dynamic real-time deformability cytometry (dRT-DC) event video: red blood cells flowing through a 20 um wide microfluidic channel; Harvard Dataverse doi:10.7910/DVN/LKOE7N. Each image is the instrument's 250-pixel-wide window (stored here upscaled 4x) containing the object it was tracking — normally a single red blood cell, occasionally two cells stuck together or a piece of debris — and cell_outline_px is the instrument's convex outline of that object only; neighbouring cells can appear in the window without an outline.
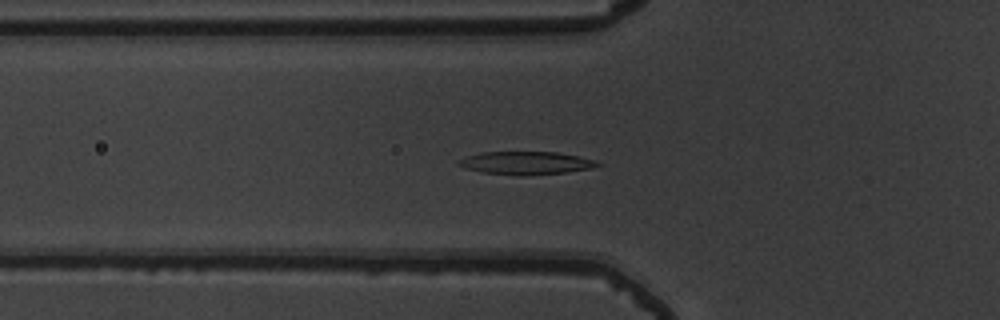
{"species": "common noctule bat (a hibernating species)", "species_latin": "Nyctalus noctula", "temperature_condition": "warm", "stored_images_in_passage": 43, "camera_frame_rate_fps": 3000, "um_per_image_px": 0.085, "animal": {"sex": "male", "body_mass_g": 19.5, "forearm_length_mm": 54.6}, "frame": {"image": 1, "passage_image": 8, "time_ms": 2.333, "image_size_px": [1000, 320], "cell_outline_px": [[604, 164], [592, 168], [564, 172], [524, 176], [516, 176], [484, 172], [464, 168], [456, 164], [456, 160], [464, 156], [480, 152], [556, 152], [596, 160]], "centroid_in_image_um": [44.65, 13.85], "position_along_channel_um": 81.1, "area_um2": 18.79}}
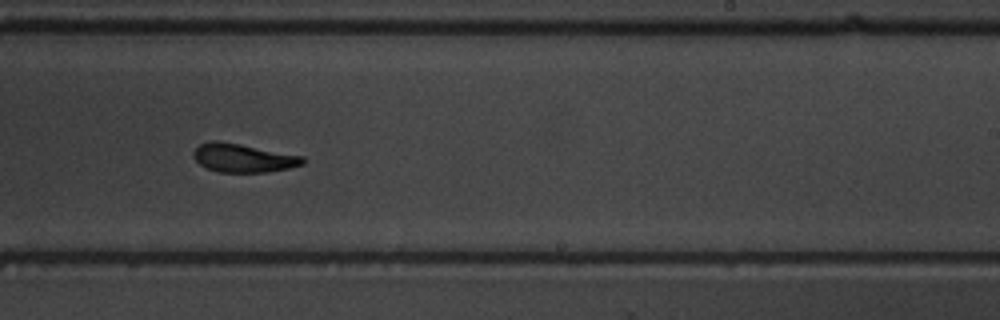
{"frame": {"image": 2, "passage_image": 23, "time_ms": 7.333, "image_size_px": [1000, 320], "cell_outline_px": [[304, 164], [288, 168], [268, 172], [216, 172], [200, 164], [192, 156], [192, 152], [200, 144], [212, 140], [220, 140], [304, 156]], "centroid_in_image_um": [20.65, 13.42], "position_along_channel_um": 268.3, "area_um2": 18.26}}
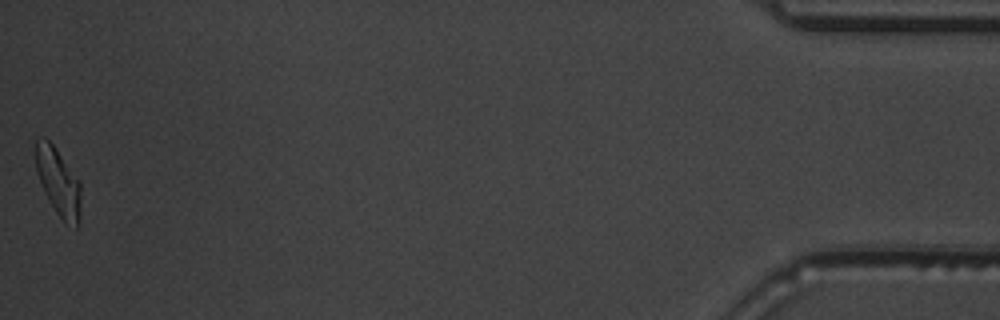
{"frame": {"image": 3, "passage_image": 43, "time_ms": 14.0, "image_size_px": [1000, 320], "cell_outline_px": [[80, 212], [76, 228], [64, 224], [56, 212], [44, 192], [36, 172], [36, 140], [44, 136], [56, 148], [80, 180]], "centroid_in_image_um": [4.96, 15.48], "position_along_channel_um": 430.2, "area_um2": 17.86}, "authors_computed_cell_mechanics": {"area_um2": 18.3804, "velocity_mm_per_s": 3.7454, "shape_relaxation_time_tau1_ms": 3.3923, "shape_relaxation_time_tau2_ms": 2.723, "deformation_change_tau1": 0.1765, "deformation_change_tau2": 0.0921}}